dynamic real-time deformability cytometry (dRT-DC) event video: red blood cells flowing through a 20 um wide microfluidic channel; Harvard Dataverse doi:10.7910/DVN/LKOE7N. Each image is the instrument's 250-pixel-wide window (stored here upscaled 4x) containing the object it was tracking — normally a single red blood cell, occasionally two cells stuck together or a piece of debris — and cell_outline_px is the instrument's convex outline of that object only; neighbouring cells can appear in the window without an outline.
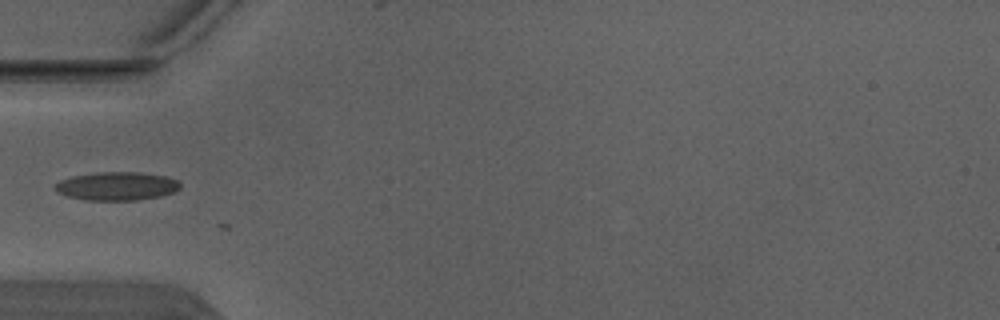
{"species": "Egyptian fruit bat (a non-hibernating species)", "species_latin": "Rousettus aegyptiacus", "temperature_condition": "warm", "stored_images_in_passage": 3, "camera_frame_rate_fps": 3000, "um_per_image_px": 0.085, "animal": {"sex": "male"}, "frame": {"image": 1, "passage_image": 2, "time_ms": 0.333, "image_size_px": [1000, 320], "cell_outline_px": [[180, 188], [176, 192], [160, 196], [136, 200], [88, 200], [68, 196], [56, 192], [56, 184], [60, 180], [72, 176], [96, 172], [136, 172], [164, 176], [176, 180], [180, 184]], "centroid_in_image_um": [9.93, 15.82], "position_along_channel_um": 75.1, "area_um2": 20.58}}
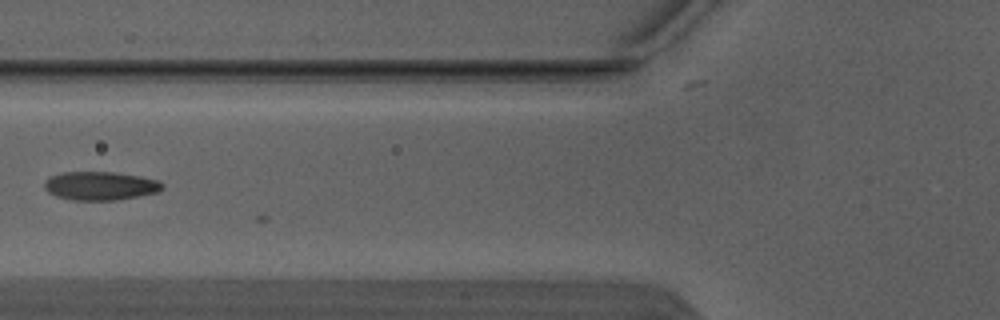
{"frame": {"image": 2, "passage_image": 3, "time_ms": 0.667, "image_size_px": [1000, 320], "cell_outline_px": [[164, 188], [160, 192], [116, 200], [72, 200], [56, 196], [48, 192], [44, 188], [44, 184], [52, 176], [64, 172], [112, 172], [140, 176], [160, 180], [164, 184]], "centroid_in_image_um": [8.59, 15.8], "position_along_channel_um": 117.2, "area_um2": 19.65}}